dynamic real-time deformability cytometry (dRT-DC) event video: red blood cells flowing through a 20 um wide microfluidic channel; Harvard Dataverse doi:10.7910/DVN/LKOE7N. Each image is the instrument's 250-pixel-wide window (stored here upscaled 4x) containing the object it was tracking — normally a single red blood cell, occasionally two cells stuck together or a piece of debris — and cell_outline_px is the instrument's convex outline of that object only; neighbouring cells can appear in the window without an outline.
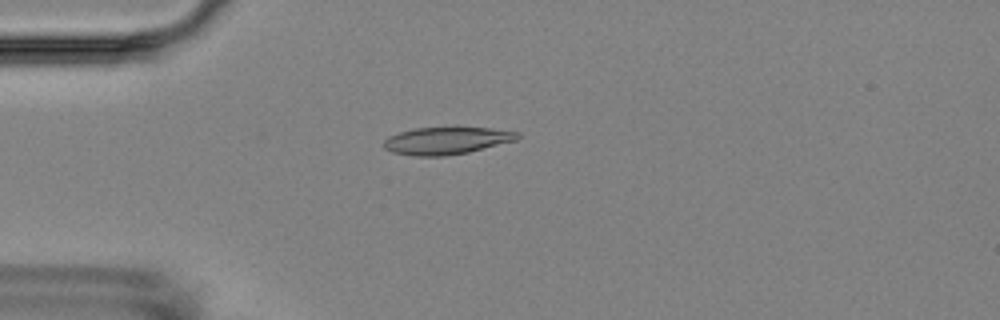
{"species": "Egyptian fruit bat (a non-hibernating species)", "species_latin": "Rousettus aegyptiacus", "temperature_condition": "room temperature", "stored_images_in_passage": 4, "camera_frame_rate_fps": 3000, "um_per_image_px": 0.085, "animal": {"sex": "female"}, "frame": {"image": 1, "passage_image": 4, "time_ms": 4.333, "image_size_px": [1000, 320], "cell_outline_px": [[520, 136], [516, 140], [468, 152], [444, 156], [412, 156], [392, 152], [384, 148], [384, 140], [388, 136], [412, 128], [492, 128], [520, 132]], "centroid_in_image_um": [37.94, 11.96], "position_along_channel_um": 47.1, "area_um2": 21.15}}